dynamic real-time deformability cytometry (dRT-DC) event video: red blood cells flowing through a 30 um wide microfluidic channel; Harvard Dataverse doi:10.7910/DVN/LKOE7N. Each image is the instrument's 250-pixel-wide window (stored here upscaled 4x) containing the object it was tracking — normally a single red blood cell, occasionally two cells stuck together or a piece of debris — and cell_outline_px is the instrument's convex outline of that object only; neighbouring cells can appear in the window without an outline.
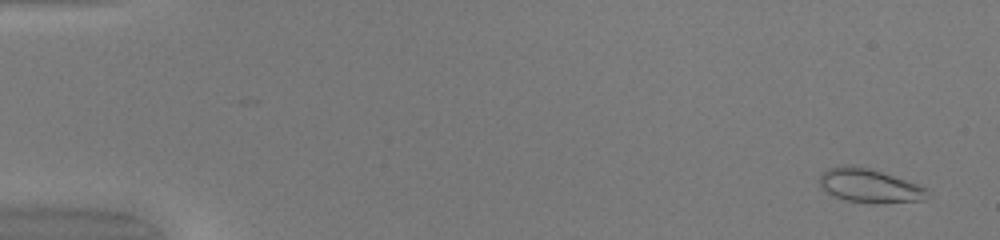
{"species": "common noctule bat (a hibernating species)", "species_latin": "Nyctalus noctula", "temperature_condition": "warm", "stored_images_in_passage": 51, "camera_frame_rate_fps": 3000, "um_per_image_px": 0.085, "animal": {"sex": "female", "body_mass_g": 20.0, "forearm_length_mm": 54.0}, "frame": {"image": 1, "passage_image": 3, "time_ms": 0.667, "image_size_px": [1000, 240], "cell_outline_px": [[928, 188], [924, 200], [876, 204], [872, 204], [848, 200], [832, 196], [820, 188], [820, 176], [828, 168], [844, 164], [852, 164], [868, 168]], "centroid_in_image_um": [73.84, 15.79], "position_along_channel_um": 11.2, "area_um2": 21.15}}
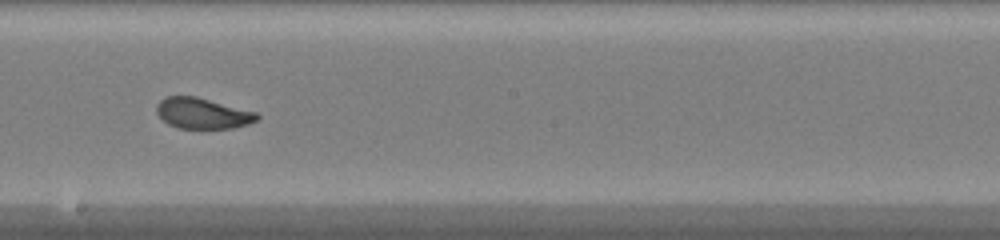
{"frame": {"image": 2, "passage_image": 30, "time_ms": 9.667, "image_size_px": [1000, 240], "cell_outline_px": [[260, 116], [256, 120], [248, 124], [232, 128], [176, 128], [168, 124], [156, 112], [156, 104], [164, 96], [196, 96], [256, 112]], "centroid_in_image_um": [17.19, 9.62], "position_along_channel_um": 231.0, "area_um2": 17.98}}
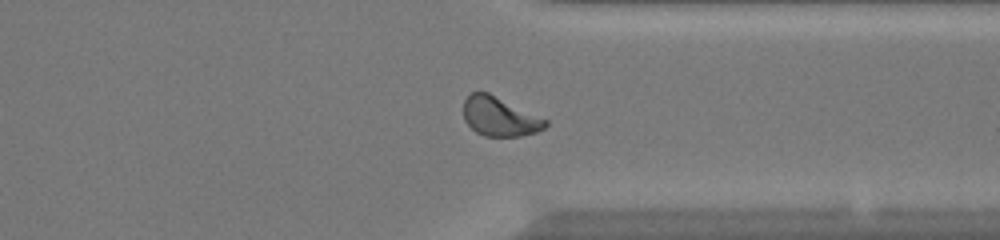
{"frame": {"image": 3, "passage_image": 40, "time_ms": 13.0, "image_size_px": [1000, 240], "cell_outline_px": [[548, 124], [544, 128], [536, 132], [520, 136], [484, 136], [476, 132], [464, 120], [464, 100], [472, 92], [488, 92], [548, 120]], "centroid_in_image_um": [42.47, 9.91], "position_along_channel_um": 368.9, "area_um2": 18.55}, "authors_computed_cell_mechanics": {"area_um2": 19.1896, "velocity_mm_per_s": 4.1551, "shape_relaxation_time_tau1_ms": 6.5326, "shape_relaxation_time_tau2_ms": 0.8623, "deformation_change_tau1": 0.2027, "deformation_change_tau2": 0.0585}}